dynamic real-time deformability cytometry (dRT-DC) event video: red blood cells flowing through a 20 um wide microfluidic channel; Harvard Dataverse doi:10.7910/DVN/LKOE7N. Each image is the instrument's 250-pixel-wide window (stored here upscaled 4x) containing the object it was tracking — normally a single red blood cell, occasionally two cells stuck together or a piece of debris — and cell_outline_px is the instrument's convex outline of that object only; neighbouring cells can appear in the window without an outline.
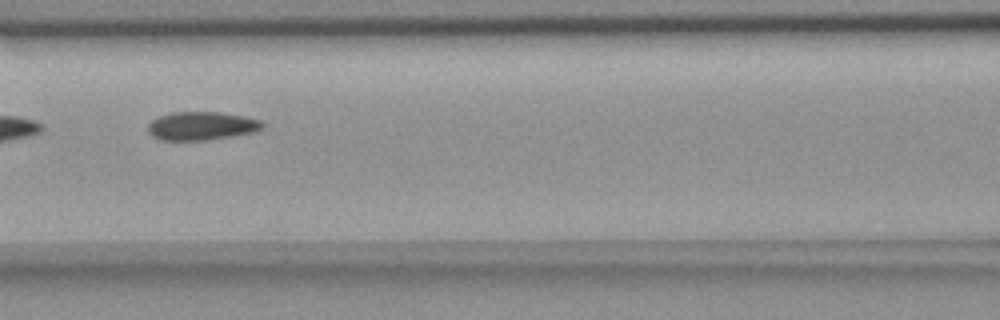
{"species": "common noctule bat (a hibernating species)", "species_latin": "Nyctalus noctula", "temperature_condition": "room temperature", "stored_images_in_passage": 11, "camera_frame_rate_fps": 3000, "um_per_image_px": 0.085, "animal": {"sex": "female", "body_mass_g": 18.4}, "frame": {"image": 1, "passage_image": 7, "time_ms": 8.0, "image_size_px": [1000, 320], "cell_outline_px": [[264, 128], [256, 132], [208, 140], [160, 140], [152, 136], [148, 132], [148, 124], [152, 120], [160, 116], [172, 112], [224, 112], [244, 116], [260, 120], [264, 124]], "centroid_in_image_um": [17.16, 10.7], "position_along_channel_um": 149.4, "area_um2": 19.13}}
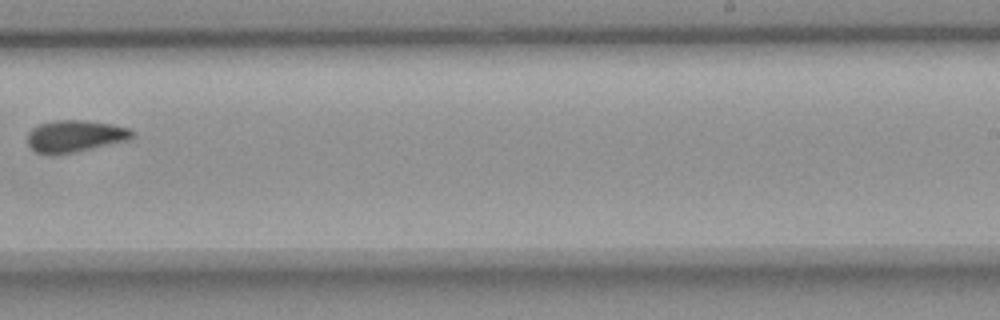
{"frame": {"image": 2, "passage_image": 10, "time_ms": 11.667, "image_size_px": [1000, 320], "cell_outline_px": [[136, 136], [128, 140], [72, 152], [36, 152], [28, 144], [28, 132], [36, 124], [52, 120], [80, 120], [112, 124], [128, 128], [136, 132]], "centroid_in_image_um": [6.4, 11.52], "position_along_channel_um": 282.6, "area_um2": 19.07}}
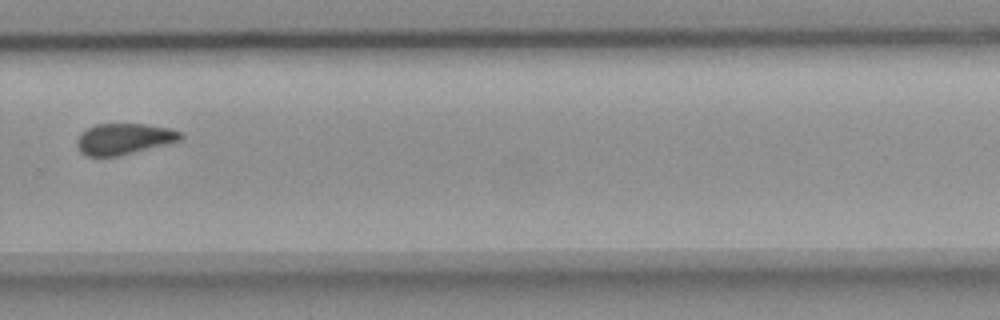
{"frame": {"image": 3, "passage_image": 11, "time_ms": 12.667, "image_size_px": [1000, 320], "cell_outline_px": [[184, 136], [180, 140], [116, 156], [88, 156], [80, 152], [76, 144], [76, 140], [80, 132], [96, 124], [144, 124], [168, 128], [180, 132]], "centroid_in_image_um": [10.47, 11.79], "position_along_channel_um": 319.3, "area_um2": 18.44}}